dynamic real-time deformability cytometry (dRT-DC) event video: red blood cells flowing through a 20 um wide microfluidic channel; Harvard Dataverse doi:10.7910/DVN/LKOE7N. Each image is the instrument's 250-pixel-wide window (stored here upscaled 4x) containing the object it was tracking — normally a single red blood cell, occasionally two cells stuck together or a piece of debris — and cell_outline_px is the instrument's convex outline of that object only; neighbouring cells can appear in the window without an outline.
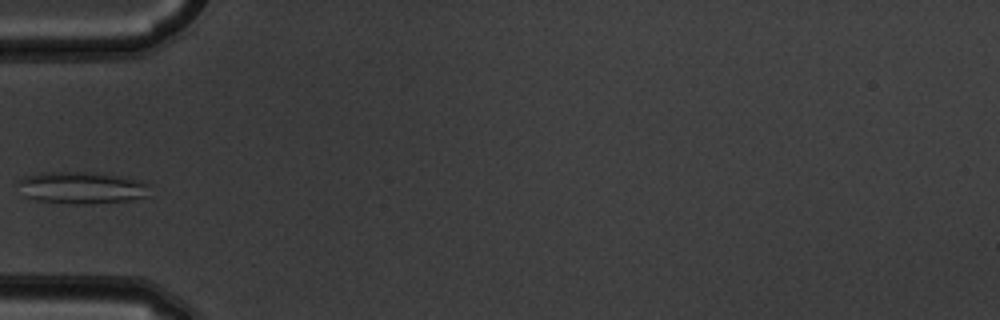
{"species": "common noctule bat (a hibernating species)", "species_latin": "Nyctalus noctula", "temperature_condition": "warm", "stored_images_in_passage": 5, "camera_frame_rate_fps": 3000, "um_per_image_px": 0.085, "animal": {"sex": "male", "body_mass_g": 19.5, "forearm_length_mm": 54.6}, "frame": {"image": 1, "passage_image": 5, "time_ms": 1.333, "image_size_px": [1000, 320], "cell_outline_px": [[152, 184], [144, 196], [128, 200], [84, 204], [72, 204], [36, 200], [24, 196], [16, 180], [24, 176], [48, 172], [100, 172], [128, 176]], "centroid_in_image_um": [6.95, 15.93], "position_along_channel_um": 78.0, "area_um2": 24.85}}